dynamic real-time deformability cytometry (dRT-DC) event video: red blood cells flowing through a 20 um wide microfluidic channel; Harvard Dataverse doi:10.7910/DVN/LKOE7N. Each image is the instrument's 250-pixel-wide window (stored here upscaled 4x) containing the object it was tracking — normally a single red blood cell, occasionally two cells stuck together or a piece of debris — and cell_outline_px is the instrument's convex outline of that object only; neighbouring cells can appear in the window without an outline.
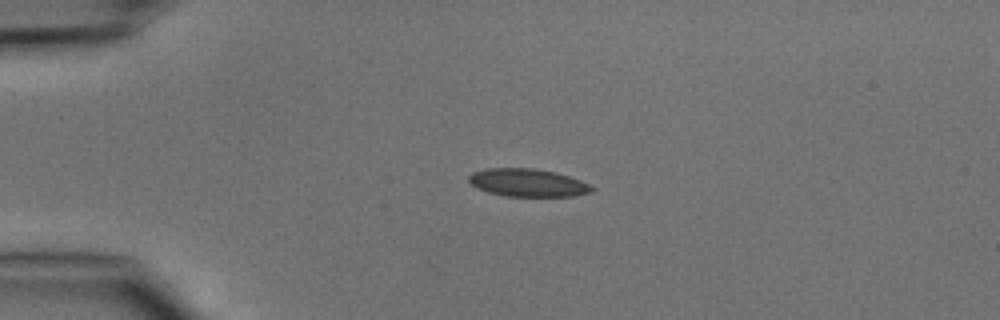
{"species": "common noctule bat (a hibernating species)", "species_latin": "Nyctalus noctula", "temperature_condition": "cold", "stored_images_in_passage": 37, "camera_frame_rate_fps": 3000, "um_per_image_px": 0.085, "animal": {"sex": "male", "body_mass_g": 15.6}, "frame": {"image": 1, "passage_image": 1, "time_ms": 0.0, "image_size_px": [1000, 320], "cell_outline_px": [[596, 188], [592, 192], [572, 196], [508, 196], [488, 192], [476, 188], [468, 180], [468, 176], [472, 172], [488, 168], [532, 168], [556, 172], [580, 180]], "centroid_in_image_um": [44.85, 15.53], "position_along_channel_um": 40.1, "area_um2": 19.94}}
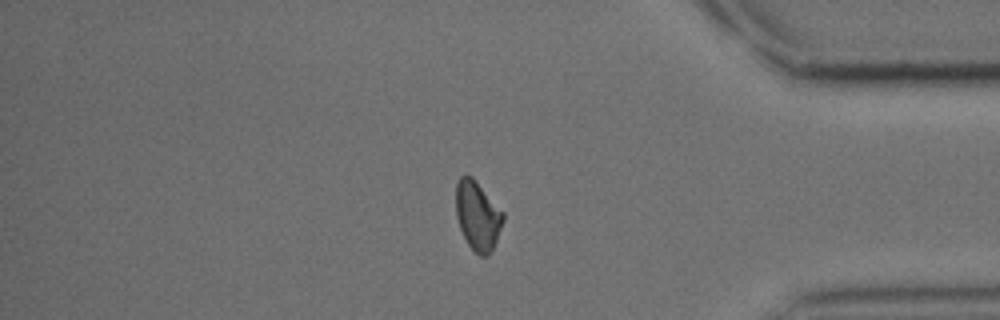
{"frame": {"image": 2, "passage_image": 30, "time_ms": 9.667, "image_size_px": [1000, 320], "cell_outline_px": [[504, 220], [492, 252], [488, 256], [480, 256], [468, 244], [460, 228], [456, 216], [456, 184], [460, 176], [464, 172], [472, 176], [504, 212]], "centroid_in_image_um": [40.6, 18.31], "position_along_channel_um": 394.6, "area_um2": 19.19}}
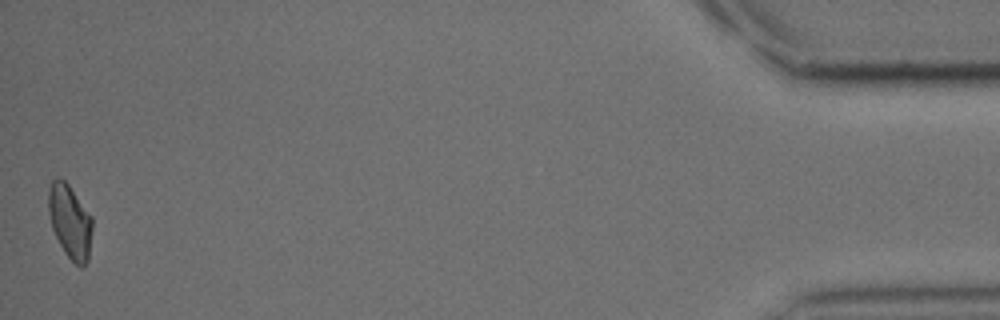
{"frame": {"image": 3, "passage_image": 37, "time_ms": 12.0, "image_size_px": [1000, 320], "cell_outline_px": [[92, 228], [88, 260], [80, 268], [64, 252], [52, 228], [48, 212], [48, 188], [52, 180], [64, 180], [68, 184], [92, 216]], "centroid_in_image_um": [5.94, 18.83], "position_along_channel_um": 429.3, "area_um2": 18.67}}